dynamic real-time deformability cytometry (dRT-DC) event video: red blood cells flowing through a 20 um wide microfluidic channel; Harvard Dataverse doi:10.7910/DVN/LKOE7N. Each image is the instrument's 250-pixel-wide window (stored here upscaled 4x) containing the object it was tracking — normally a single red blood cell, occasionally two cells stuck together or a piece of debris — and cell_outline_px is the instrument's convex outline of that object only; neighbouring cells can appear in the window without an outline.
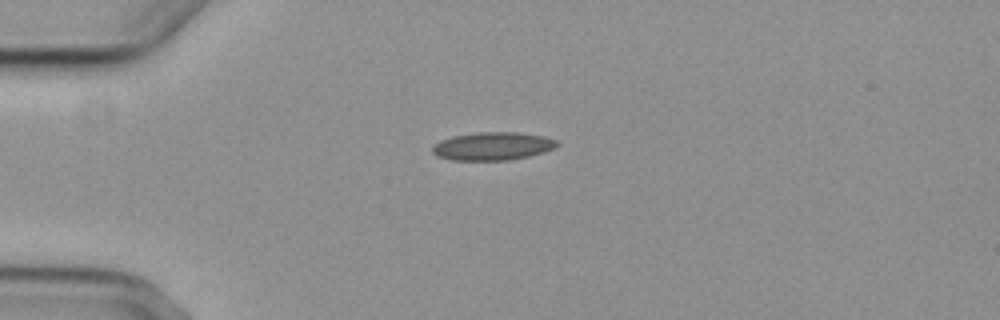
{"species": "common noctule bat (a hibernating species)", "species_latin": "Nyctalus noctula", "temperature_condition": "cold", "stored_images_in_passage": 4, "camera_frame_rate_fps": 3000, "um_per_image_px": 0.085, "animal": {"sex": "female", "body_mass_g": 29.2, "forearm_length_mm": 56.3}, "frame": {"image": 1, "passage_image": 1, "time_ms": 0.0, "image_size_px": [1000, 320], "cell_outline_px": [[560, 144], [556, 148], [544, 152], [528, 156], [508, 160], [452, 160], [436, 156], [432, 152], [432, 148], [440, 140], [452, 136], [476, 132], [516, 132], [544, 136], [556, 140]], "centroid_in_image_um": [41.89, 12.42], "position_along_channel_um": 43.1, "area_um2": 20.46}}
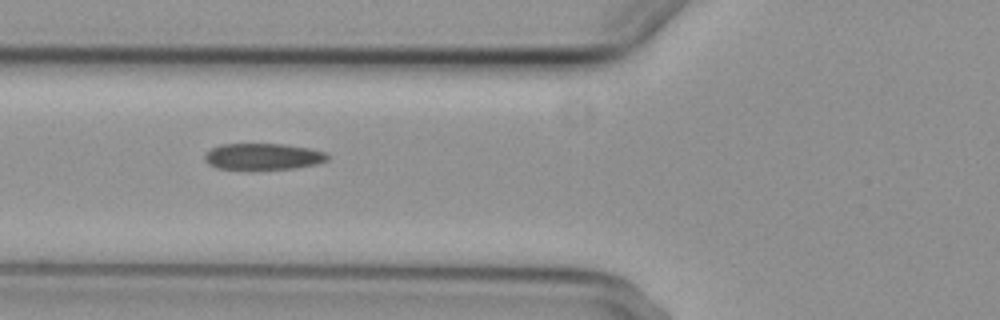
{"frame": {"image": 2, "passage_image": 3, "time_ms": 2.333, "image_size_px": [1000, 320], "cell_outline_px": [[328, 160], [316, 164], [292, 168], [252, 172], [244, 172], [216, 168], [208, 164], [204, 160], [204, 156], [212, 148], [220, 144], [284, 144], [308, 148], [324, 152], [328, 156]], "centroid_in_image_um": [22.28, 13.35], "position_along_channel_um": 103.5, "area_um2": 19.65}}
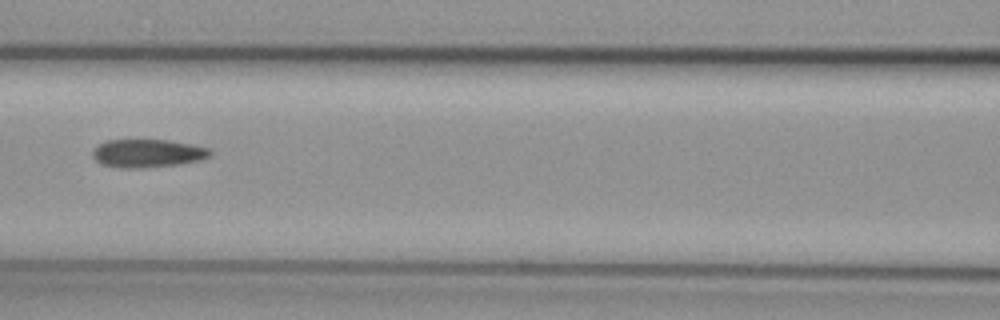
{"frame": {"image": 3, "passage_image": 4, "time_ms": 3.667, "image_size_px": [1000, 320], "cell_outline_px": [[212, 156], [200, 160], [180, 164], [140, 168], [120, 168], [100, 164], [92, 156], [92, 152], [100, 144], [108, 140], [168, 140], [208, 148], [212, 152]], "centroid_in_image_um": [12.55, 13.04], "position_along_channel_um": 154.1, "area_um2": 19.19}}